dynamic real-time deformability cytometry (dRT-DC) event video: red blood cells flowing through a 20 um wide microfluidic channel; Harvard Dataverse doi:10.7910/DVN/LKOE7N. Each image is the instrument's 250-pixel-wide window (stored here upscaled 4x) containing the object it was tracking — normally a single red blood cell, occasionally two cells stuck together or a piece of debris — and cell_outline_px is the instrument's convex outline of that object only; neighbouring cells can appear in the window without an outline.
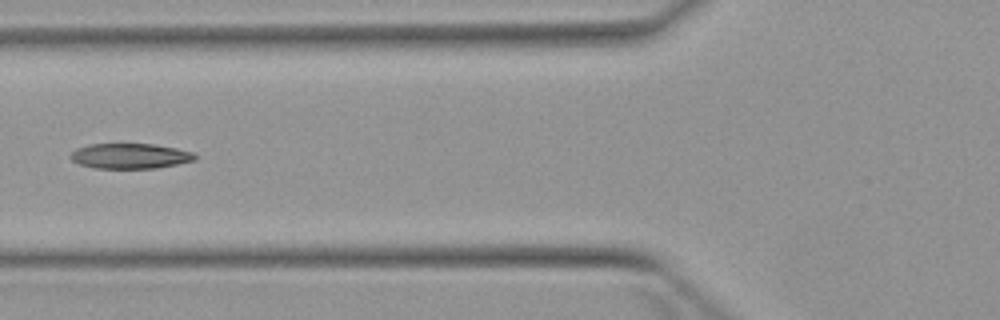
{"species": "Egyptian fruit bat (a non-hibernating species)", "species_latin": "Rousettus aegyptiacus", "temperature_condition": "warm", "stored_images_in_passage": 3, "camera_frame_rate_fps": 3000, "um_per_image_px": 0.085, "animal": {"sex": "female"}, "frame": {"image": 1, "passage_image": 2, "time_ms": 1.333, "image_size_px": [1000, 320], "cell_outline_px": [[196, 160], [156, 168], [96, 168], [80, 164], [72, 160], [68, 156], [76, 148], [88, 144], [152, 144], [176, 148], [192, 152], [196, 156]], "centroid_in_image_um": [11.03, 13.25], "position_along_channel_um": 114.8, "area_um2": 18.21}}
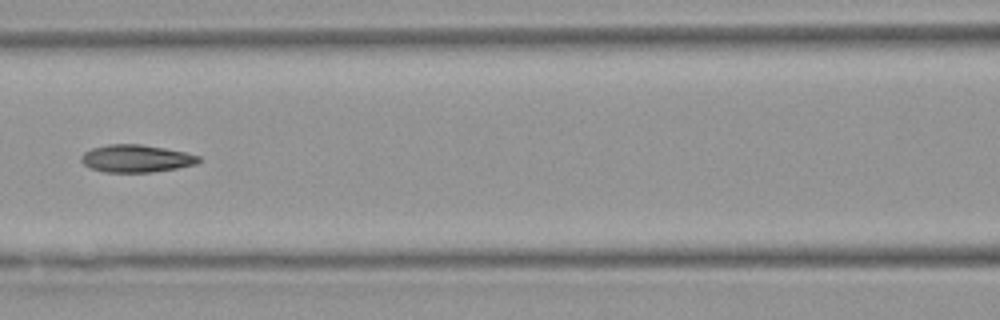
{"frame": {"image": 2, "passage_image": 3, "time_ms": 2.333, "image_size_px": [1000, 320], "cell_outline_px": [[200, 160], [196, 164], [176, 168], [152, 172], [104, 172], [88, 168], [80, 160], [80, 156], [84, 152], [92, 148], [108, 144], [140, 144], [164, 148], [184, 152], [200, 156]], "centroid_in_image_um": [11.53, 13.47], "position_along_channel_um": 155.1, "area_um2": 18.84}}